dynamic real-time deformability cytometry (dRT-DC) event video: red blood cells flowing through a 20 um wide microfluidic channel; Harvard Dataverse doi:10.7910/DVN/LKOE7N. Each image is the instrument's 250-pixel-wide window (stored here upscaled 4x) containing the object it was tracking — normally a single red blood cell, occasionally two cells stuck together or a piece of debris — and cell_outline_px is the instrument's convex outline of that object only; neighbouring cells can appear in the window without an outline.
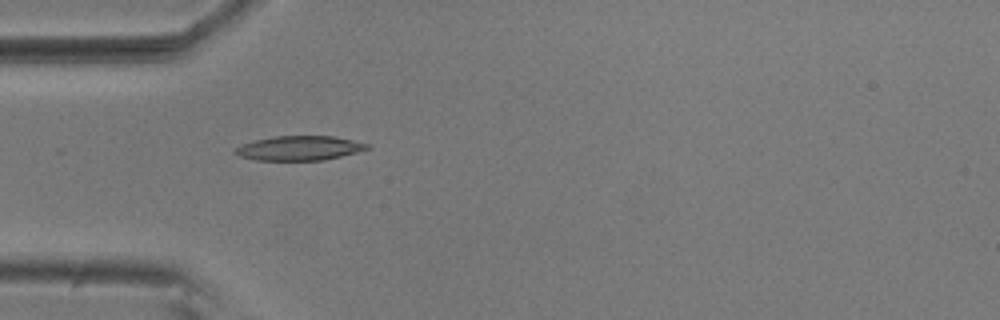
{"species": "common noctule bat (a hibernating species)", "species_latin": "Nyctalus noctula", "temperature_condition": "room temperature", "stored_images_in_passage": 17, "camera_frame_rate_fps": 3000, "um_per_image_px": 0.085, "animal": {"sex": "male", "body_mass_g": 20.5, "forearm_length_mm": 52.5}, "frame": {"image": 1, "passage_image": 1, "time_ms": 0.0, "image_size_px": [1000, 320], "cell_outline_px": [[372, 148], [324, 160], [256, 160], [240, 156], [232, 152], [236, 148], [244, 144], [256, 140], [272, 136], [332, 136], [372, 144]], "centroid_in_image_um": [25.48, 12.59], "position_along_channel_um": 59.5, "area_um2": 18.73}}
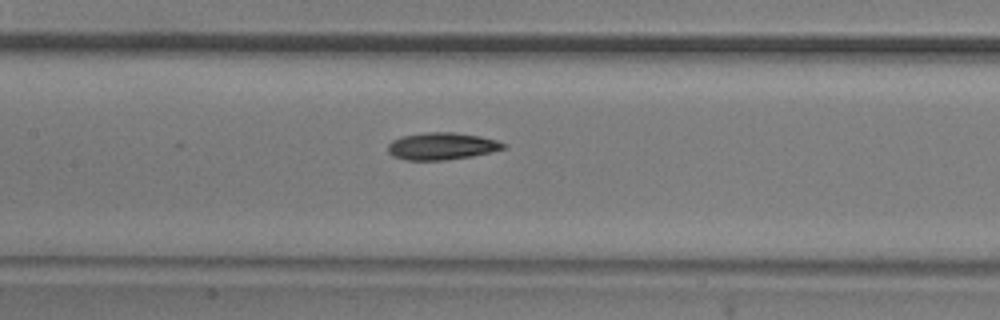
{"frame": {"image": 2, "passage_image": 10, "time_ms": 3.0, "image_size_px": [1000, 320], "cell_outline_px": [[508, 148], [492, 152], [472, 156], [444, 160], [404, 160], [392, 156], [388, 152], [388, 144], [392, 140], [404, 136], [424, 132], [452, 132], [480, 136], [496, 140], [508, 144]], "centroid_in_image_um": [37.58, 12.43], "position_along_channel_um": 169.8, "area_um2": 18.44}}
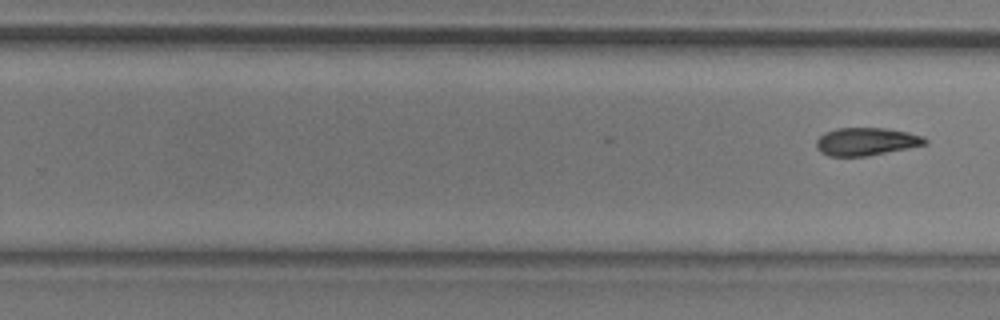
{"frame": {"image": 3, "passage_image": 17, "time_ms": 5.333, "image_size_px": [1000, 320], "cell_outline_px": [[928, 144], [908, 148], [864, 156], [828, 156], [820, 152], [816, 148], [816, 140], [824, 132], [836, 128], [884, 128], [908, 132], [924, 136], [928, 140]], "centroid_in_image_um": [73.62, 12.02], "position_along_channel_um": 256.2, "area_um2": 17.69}}